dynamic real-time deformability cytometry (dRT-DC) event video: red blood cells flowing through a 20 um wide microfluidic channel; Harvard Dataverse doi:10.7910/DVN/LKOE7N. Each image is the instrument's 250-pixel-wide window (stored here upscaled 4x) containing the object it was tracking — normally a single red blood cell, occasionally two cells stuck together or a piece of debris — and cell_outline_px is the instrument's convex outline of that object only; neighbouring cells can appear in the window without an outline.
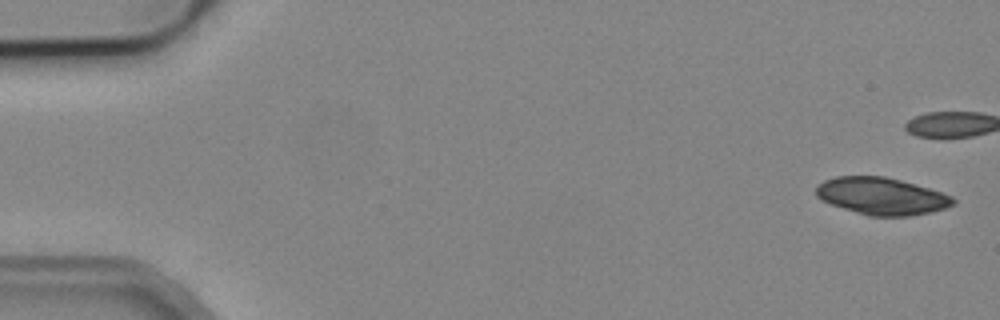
{"species": "common noctule bat (a hibernating species)", "species_latin": "Nyctalus noctula", "temperature_condition": "cold", "stored_images_in_passage": 6, "camera_frame_rate_fps": 3000, "um_per_image_px": 0.085, "animal": {"sex": "male", "body_mass_g": 19.2, "forearm_length_mm": 51.8}, "frame": {"image": 1, "passage_image": 1, "time_ms": 0.0, "image_size_px": [1000, 320], "cell_outline_px": [[956, 204], [932, 212], [908, 216], [868, 216], [820, 200], [816, 196], [816, 184], [824, 180], [836, 176], [884, 176], [900, 180], [928, 188], [952, 196], [956, 200]], "centroid_in_image_um": [74.92, 16.67], "position_along_channel_um": 10.1, "area_um2": 29.65}}
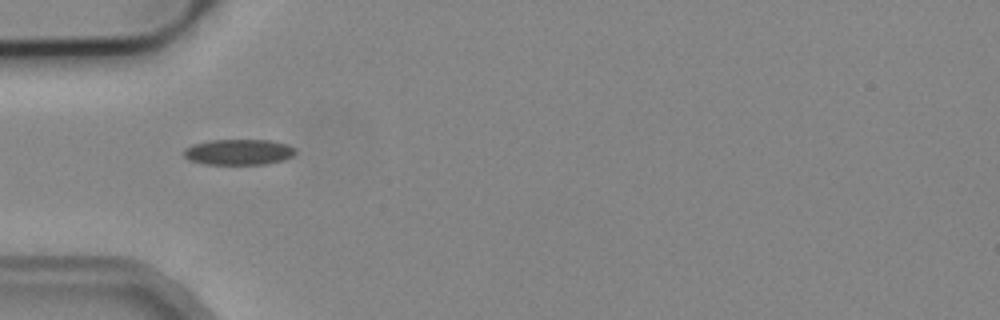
{"frame": {"image": 2, "passage_image": 5, "time_ms": 6.0, "image_size_px": [1000, 320], "cell_outline_px": [[296, 152], [292, 156], [284, 160], [264, 164], [204, 164], [188, 160], [184, 156], [184, 148], [192, 144], [212, 140], [272, 140], [288, 144], [296, 148]], "centroid_in_image_um": [20.29, 12.92], "position_along_channel_um": 64.7, "area_um2": 16.88}}